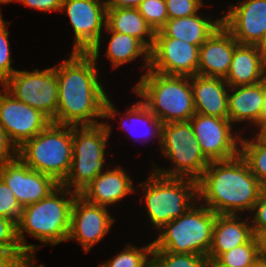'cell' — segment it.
Returning a JSON list of instances; mask_svg holds the SVG:
<instances>
[{
	"mask_svg": "<svg viewBox=\"0 0 266 267\" xmlns=\"http://www.w3.org/2000/svg\"><path fill=\"white\" fill-rule=\"evenodd\" d=\"M203 0H165L168 19L192 16L203 7Z\"/></svg>",
	"mask_w": 266,
	"mask_h": 267,
	"instance_id": "cell-35",
	"label": "cell"
},
{
	"mask_svg": "<svg viewBox=\"0 0 266 267\" xmlns=\"http://www.w3.org/2000/svg\"><path fill=\"white\" fill-rule=\"evenodd\" d=\"M18 157V148L0 126V164Z\"/></svg>",
	"mask_w": 266,
	"mask_h": 267,
	"instance_id": "cell-38",
	"label": "cell"
},
{
	"mask_svg": "<svg viewBox=\"0 0 266 267\" xmlns=\"http://www.w3.org/2000/svg\"><path fill=\"white\" fill-rule=\"evenodd\" d=\"M106 9L105 0H63L61 11L68 15L75 35L72 52H89L98 61Z\"/></svg>",
	"mask_w": 266,
	"mask_h": 267,
	"instance_id": "cell-11",
	"label": "cell"
},
{
	"mask_svg": "<svg viewBox=\"0 0 266 267\" xmlns=\"http://www.w3.org/2000/svg\"><path fill=\"white\" fill-rule=\"evenodd\" d=\"M105 30L109 34L111 33L105 56L111 61L112 69L132 62L141 55L144 57L143 67L146 70L149 69L150 51L138 39L130 35L109 31L107 27Z\"/></svg>",
	"mask_w": 266,
	"mask_h": 267,
	"instance_id": "cell-26",
	"label": "cell"
},
{
	"mask_svg": "<svg viewBox=\"0 0 266 267\" xmlns=\"http://www.w3.org/2000/svg\"><path fill=\"white\" fill-rule=\"evenodd\" d=\"M139 187L148 220L157 231L198 202V182L193 179L166 177L152 170Z\"/></svg>",
	"mask_w": 266,
	"mask_h": 267,
	"instance_id": "cell-6",
	"label": "cell"
},
{
	"mask_svg": "<svg viewBox=\"0 0 266 267\" xmlns=\"http://www.w3.org/2000/svg\"><path fill=\"white\" fill-rule=\"evenodd\" d=\"M250 267H266V258L261 256Z\"/></svg>",
	"mask_w": 266,
	"mask_h": 267,
	"instance_id": "cell-45",
	"label": "cell"
},
{
	"mask_svg": "<svg viewBox=\"0 0 266 267\" xmlns=\"http://www.w3.org/2000/svg\"><path fill=\"white\" fill-rule=\"evenodd\" d=\"M195 139L210 161L232 159L240 154V131L234 134L229 118L195 113L189 120ZM233 127V128H232Z\"/></svg>",
	"mask_w": 266,
	"mask_h": 267,
	"instance_id": "cell-12",
	"label": "cell"
},
{
	"mask_svg": "<svg viewBox=\"0 0 266 267\" xmlns=\"http://www.w3.org/2000/svg\"><path fill=\"white\" fill-rule=\"evenodd\" d=\"M261 242V256L266 258V233L260 238Z\"/></svg>",
	"mask_w": 266,
	"mask_h": 267,
	"instance_id": "cell-46",
	"label": "cell"
},
{
	"mask_svg": "<svg viewBox=\"0 0 266 267\" xmlns=\"http://www.w3.org/2000/svg\"><path fill=\"white\" fill-rule=\"evenodd\" d=\"M254 137L251 140L241 137L240 155L266 190V146L255 135Z\"/></svg>",
	"mask_w": 266,
	"mask_h": 267,
	"instance_id": "cell-28",
	"label": "cell"
},
{
	"mask_svg": "<svg viewBox=\"0 0 266 267\" xmlns=\"http://www.w3.org/2000/svg\"><path fill=\"white\" fill-rule=\"evenodd\" d=\"M144 0H105L106 8H137Z\"/></svg>",
	"mask_w": 266,
	"mask_h": 267,
	"instance_id": "cell-41",
	"label": "cell"
},
{
	"mask_svg": "<svg viewBox=\"0 0 266 267\" xmlns=\"http://www.w3.org/2000/svg\"><path fill=\"white\" fill-rule=\"evenodd\" d=\"M255 136L266 146V125L260 126Z\"/></svg>",
	"mask_w": 266,
	"mask_h": 267,
	"instance_id": "cell-44",
	"label": "cell"
},
{
	"mask_svg": "<svg viewBox=\"0 0 266 267\" xmlns=\"http://www.w3.org/2000/svg\"><path fill=\"white\" fill-rule=\"evenodd\" d=\"M211 19L206 16L203 18L198 13L184 18L168 19L155 33V37L176 38L200 47L222 24V17Z\"/></svg>",
	"mask_w": 266,
	"mask_h": 267,
	"instance_id": "cell-24",
	"label": "cell"
},
{
	"mask_svg": "<svg viewBox=\"0 0 266 267\" xmlns=\"http://www.w3.org/2000/svg\"><path fill=\"white\" fill-rule=\"evenodd\" d=\"M261 51L264 54L265 60H266V38L263 41V43L260 45Z\"/></svg>",
	"mask_w": 266,
	"mask_h": 267,
	"instance_id": "cell-48",
	"label": "cell"
},
{
	"mask_svg": "<svg viewBox=\"0 0 266 267\" xmlns=\"http://www.w3.org/2000/svg\"><path fill=\"white\" fill-rule=\"evenodd\" d=\"M199 48L176 38L155 37L149 69L170 76L197 75Z\"/></svg>",
	"mask_w": 266,
	"mask_h": 267,
	"instance_id": "cell-15",
	"label": "cell"
},
{
	"mask_svg": "<svg viewBox=\"0 0 266 267\" xmlns=\"http://www.w3.org/2000/svg\"><path fill=\"white\" fill-rule=\"evenodd\" d=\"M135 190L133 180L118 166L97 175L78 195L91 204L108 208Z\"/></svg>",
	"mask_w": 266,
	"mask_h": 267,
	"instance_id": "cell-19",
	"label": "cell"
},
{
	"mask_svg": "<svg viewBox=\"0 0 266 267\" xmlns=\"http://www.w3.org/2000/svg\"><path fill=\"white\" fill-rule=\"evenodd\" d=\"M73 126L51 122L18 148V157L32 170L61 184L69 173L73 157Z\"/></svg>",
	"mask_w": 266,
	"mask_h": 267,
	"instance_id": "cell-5",
	"label": "cell"
},
{
	"mask_svg": "<svg viewBox=\"0 0 266 267\" xmlns=\"http://www.w3.org/2000/svg\"><path fill=\"white\" fill-rule=\"evenodd\" d=\"M108 210L107 207L91 204L77 195L71 208L68 240L77 241L85 252H89L109 233L115 221Z\"/></svg>",
	"mask_w": 266,
	"mask_h": 267,
	"instance_id": "cell-16",
	"label": "cell"
},
{
	"mask_svg": "<svg viewBox=\"0 0 266 267\" xmlns=\"http://www.w3.org/2000/svg\"><path fill=\"white\" fill-rule=\"evenodd\" d=\"M106 27L109 31L138 39L149 51L154 45L156 32L141 16L137 8H107Z\"/></svg>",
	"mask_w": 266,
	"mask_h": 267,
	"instance_id": "cell-25",
	"label": "cell"
},
{
	"mask_svg": "<svg viewBox=\"0 0 266 267\" xmlns=\"http://www.w3.org/2000/svg\"><path fill=\"white\" fill-rule=\"evenodd\" d=\"M22 207L15 198L13 191L0 178V216L18 223Z\"/></svg>",
	"mask_w": 266,
	"mask_h": 267,
	"instance_id": "cell-34",
	"label": "cell"
},
{
	"mask_svg": "<svg viewBox=\"0 0 266 267\" xmlns=\"http://www.w3.org/2000/svg\"><path fill=\"white\" fill-rule=\"evenodd\" d=\"M251 225L254 235L261 238L266 233V190L259 196L258 201L251 211Z\"/></svg>",
	"mask_w": 266,
	"mask_h": 267,
	"instance_id": "cell-37",
	"label": "cell"
},
{
	"mask_svg": "<svg viewBox=\"0 0 266 267\" xmlns=\"http://www.w3.org/2000/svg\"><path fill=\"white\" fill-rule=\"evenodd\" d=\"M27 256L24 250H0V267H16Z\"/></svg>",
	"mask_w": 266,
	"mask_h": 267,
	"instance_id": "cell-40",
	"label": "cell"
},
{
	"mask_svg": "<svg viewBox=\"0 0 266 267\" xmlns=\"http://www.w3.org/2000/svg\"><path fill=\"white\" fill-rule=\"evenodd\" d=\"M137 9L155 32L159 31L168 20L165 0H144Z\"/></svg>",
	"mask_w": 266,
	"mask_h": 267,
	"instance_id": "cell-32",
	"label": "cell"
},
{
	"mask_svg": "<svg viewBox=\"0 0 266 267\" xmlns=\"http://www.w3.org/2000/svg\"><path fill=\"white\" fill-rule=\"evenodd\" d=\"M222 15V24L239 44L260 46L266 38V0L238 1Z\"/></svg>",
	"mask_w": 266,
	"mask_h": 267,
	"instance_id": "cell-17",
	"label": "cell"
},
{
	"mask_svg": "<svg viewBox=\"0 0 266 267\" xmlns=\"http://www.w3.org/2000/svg\"><path fill=\"white\" fill-rule=\"evenodd\" d=\"M208 264L209 259L205 256L152 250L153 267H208Z\"/></svg>",
	"mask_w": 266,
	"mask_h": 267,
	"instance_id": "cell-31",
	"label": "cell"
},
{
	"mask_svg": "<svg viewBox=\"0 0 266 267\" xmlns=\"http://www.w3.org/2000/svg\"><path fill=\"white\" fill-rule=\"evenodd\" d=\"M111 131L112 126L106 122L94 126H73V157L61 186L79 193L105 171V150Z\"/></svg>",
	"mask_w": 266,
	"mask_h": 267,
	"instance_id": "cell-9",
	"label": "cell"
},
{
	"mask_svg": "<svg viewBox=\"0 0 266 267\" xmlns=\"http://www.w3.org/2000/svg\"><path fill=\"white\" fill-rule=\"evenodd\" d=\"M266 60L258 45L238 44L224 79L230 87L255 85L265 80Z\"/></svg>",
	"mask_w": 266,
	"mask_h": 267,
	"instance_id": "cell-21",
	"label": "cell"
},
{
	"mask_svg": "<svg viewBox=\"0 0 266 267\" xmlns=\"http://www.w3.org/2000/svg\"><path fill=\"white\" fill-rule=\"evenodd\" d=\"M7 25L9 22L4 21L0 15V84L2 85L9 77H11L17 69L12 68L13 60H11L10 43L8 40L9 32Z\"/></svg>",
	"mask_w": 266,
	"mask_h": 267,
	"instance_id": "cell-33",
	"label": "cell"
},
{
	"mask_svg": "<svg viewBox=\"0 0 266 267\" xmlns=\"http://www.w3.org/2000/svg\"><path fill=\"white\" fill-rule=\"evenodd\" d=\"M238 44L231 32L221 24L199 48L197 75L225 79Z\"/></svg>",
	"mask_w": 266,
	"mask_h": 267,
	"instance_id": "cell-18",
	"label": "cell"
},
{
	"mask_svg": "<svg viewBox=\"0 0 266 267\" xmlns=\"http://www.w3.org/2000/svg\"><path fill=\"white\" fill-rule=\"evenodd\" d=\"M198 203L158 230L152 250L208 256L216 214Z\"/></svg>",
	"mask_w": 266,
	"mask_h": 267,
	"instance_id": "cell-7",
	"label": "cell"
},
{
	"mask_svg": "<svg viewBox=\"0 0 266 267\" xmlns=\"http://www.w3.org/2000/svg\"><path fill=\"white\" fill-rule=\"evenodd\" d=\"M140 78L132 91L162 124L187 122L195 115L191 77L163 75L148 69Z\"/></svg>",
	"mask_w": 266,
	"mask_h": 267,
	"instance_id": "cell-4",
	"label": "cell"
},
{
	"mask_svg": "<svg viewBox=\"0 0 266 267\" xmlns=\"http://www.w3.org/2000/svg\"><path fill=\"white\" fill-rule=\"evenodd\" d=\"M78 193L59 185L47 197L22 208L17 223V236L22 249L35 255L40 246L27 244L24 234H29L41 243L55 246L68 241L71 208Z\"/></svg>",
	"mask_w": 266,
	"mask_h": 267,
	"instance_id": "cell-3",
	"label": "cell"
},
{
	"mask_svg": "<svg viewBox=\"0 0 266 267\" xmlns=\"http://www.w3.org/2000/svg\"><path fill=\"white\" fill-rule=\"evenodd\" d=\"M264 97L265 80L255 85L229 87V120L232 124L249 122L258 129Z\"/></svg>",
	"mask_w": 266,
	"mask_h": 267,
	"instance_id": "cell-23",
	"label": "cell"
},
{
	"mask_svg": "<svg viewBox=\"0 0 266 267\" xmlns=\"http://www.w3.org/2000/svg\"><path fill=\"white\" fill-rule=\"evenodd\" d=\"M197 182L198 201L215 214L250 213L265 191L240 154L211 161Z\"/></svg>",
	"mask_w": 266,
	"mask_h": 267,
	"instance_id": "cell-2",
	"label": "cell"
},
{
	"mask_svg": "<svg viewBox=\"0 0 266 267\" xmlns=\"http://www.w3.org/2000/svg\"><path fill=\"white\" fill-rule=\"evenodd\" d=\"M134 103L135 104L129 107L128 110L125 112V114L123 113V116H121V119H120L122 123L121 128H124V130H126L125 132H127L128 134L130 133L132 134V131L133 130L135 131V128L133 129V125L135 126L138 125V127L139 125L140 126L144 125L148 127L147 130H144L145 132L143 131L142 133L140 131L141 134H138V132L133 131V134L137 133L136 135H138L139 138L141 137V139L142 137L144 139L149 136H152L155 140L159 139L158 143L160 144L162 123L155 117V115L152 112L149 111L147 106L142 101L139 100ZM136 131H137V127H136Z\"/></svg>",
	"mask_w": 266,
	"mask_h": 267,
	"instance_id": "cell-27",
	"label": "cell"
},
{
	"mask_svg": "<svg viewBox=\"0 0 266 267\" xmlns=\"http://www.w3.org/2000/svg\"><path fill=\"white\" fill-rule=\"evenodd\" d=\"M262 125H266V81H265V97H264V101H263L261 115L259 118V127Z\"/></svg>",
	"mask_w": 266,
	"mask_h": 267,
	"instance_id": "cell-43",
	"label": "cell"
},
{
	"mask_svg": "<svg viewBox=\"0 0 266 267\" xmlns=\"http://www.w3.org/2000/svg\"><path fill=\"white\" fill-rule=\"evenodd\" d=\"M51 122L41 111L15 99L4 88H0V126L17 148L39 134Z\"/></svg>",
	"mask_w": 266,
	"mask_h": 267,
	"instance_id": "cell-13",
	"label": "cell"
},
{
	"mask_svg": "<svg viewBox=\"0 0 266 267\" xmlns=\"http://www.w3.org/2000/svg\"><path fill=\"white\" fill-rule=\"evenodd\" d=\"M0 250H23L17 236V223L0 216Z\"/></svg>",
	"mask_w": 266,
	"mask_h": 267,
	"instance_id": "cell-36",
	"label": "cell"
},
{
	"mask_svg": "<svg viewBox=\"0 0 266 267\" xmlns=\"http://www.w3.org/2000/svg\"><path fill=\"white\" fill-rule=\"evenodd\" d=\"M234 214H216L212 243L207 258L216 260L221 254L247 243L253 236L251 221Z\"/></svg>",
	"mask_w": 266,
	"mask_h": 267,
	"instance_id": "cell-20",
	"label": "cell"
},
{
	"mask_svg": "<svg viewBox=\"0 0 266 267\" xmlns=\"http://www.w3.org/2000/svg\"><path fill=\"white\" fill-rule=\"evenodd\" d=\"M191 87L196 113L228 118L229 85L222 78L194 75Z\"/></svg>",
	"mask_w": 266,
	"mask_h": 267,
	"instance_id": "cell-22",
	"label": "cell"
},
{
	"mask_svg": "<svg viewBox=\"0 0 266 267\" xmlns=\"http://www.w3.org/2000/svg\"><path fill=\"white\" fill-rule=\"evenodd\" d=\"M21 4L42 12L61 11L63 0H18Z\"/></svg>",
	"mask_w": 266,
	"mask_h": 267,
	"instance_id": "cell-39",
	"label": "cell"
},
{
	"mask_svg": "<svg viewBox=\"0 0 266 267\" xmlns=\"http://www.w3.org/2000/svg\"><path fill=\"white\" fill-rule=\"evenodd\" d=\"M15 99L41 111L52 122L58 108V81L55 66L44 70H17L2 85Z\"/></svg>",
	"mask_w": 266,
	"mask_h": 267,
	"instance_id": "cell-10",
	"label": "cell"
},
{
	"mask_svg": "<svg viewBox=\"0 0 266 267\" xmlns=\"http://www.w3.org/2000/svg\"><path fill=\"white\" fill-rule=\"evenodd\" d=\"M18 0H0V3L2 4H9L10 2H17ZM0 15H1V10H0Z\"/></svg>",
	"mask_w": 266,
	"mask_h": 267,
	"instance_id": "cell-49",
	"label": "cell"
},
{
	"mask_svg": "<svg viewBox=\"0 0 266 267\" xmlns=\"http://www.w3.org/2000/svg\"><path fill=\"white\" fill-rule=\"evenodd\" d=\"M153 242L138 248L129 242L117 255L98 267H148L151 264Z\"/></svg>",
	"mask_w": 266,
	"mask_h": 267,
	"instance_id": "cell-30",
	"label": "cell"
},
{
	"mask_svg": "<svg viewBox=\"0 0 266 267\" xmlns=\"http://www.w3.org/2000/svg\"><path fill=\"white\" fill-rule=\"evenodd\" d=\"M35 257H36L35 255H29L23 258L16 267H45L43 264L38 266L35 265L36 264L35 262H37L35 260Z\"/></svg>",
	"mask_w": 266,
	"mask_h": 267,
	"instance_id": "cell-42",
	"label": "cell"
},
{
	"mask_svg": "<svg viewBox=\"0 0 266 267\" xmlns=\"http://www.w3.org/2000/svg\"><path fill=\"white\" fill-rule=\"evenodd\" d=\"M0 178L22 208L47 197L60 185L52 177L32 170L19 157L0 164Z\"/></svg>",
	"mask_w": 266,
	"mask_h": 267,
	"instance_id": "cell-14",
	"label": "cell"
},
{
	"mask_svg": "<svg viewBox=\"0 0 266 267\" xmlns=\"http://www.w3.org/2000/svg\"><path fill=\"white\" fill-rule=\"evenodd\" d=\"M97 62L89 52H71L55 71L58 81V108L55 124L94 126L97 118H116L118 111L99 81Z\"/></svg>",
	"mask_w": 266,
	"mask_h": 267,
	"instance_id": "cell-1",
	"label": "cell"
},
{
	"mask_svg": "<svg viewBox=\"0 0 266 267\" xmlns=\"http://www.w3.org/2000/svg\"><path fill=\"white\" fill-rule=\"evenodd\" d=\"M261 257V242L255 235L240 246L221 254L216 261L224 267H250Z\"/></svg>",
	"mask_w": 266,
	"mask_h": 267,
	"instance_id": "cell-29",
	"label": "cell"
},
{
	"mask_svg": "<svg viewBox=\"0 0 266 267\" xmlns=\"http://www.w3.org/2000/svg\"><path fill=\"white\" fill-rule=\"evenodd\" d=\"M208 267H224V266H221L216 260H209Z\"/></svg>",
	"mask_w": 266,
	"mask_h": 267,
	"instance_id": "cell-47",
	"label": "cell"
},
{
	"mask_svg": "<svg viewBox=\"0 0 266 267\" xmlns=\"http://www.w3.org/2000/svg\"><path fill=\"white\" fill-rule=\"evenodd\" d=\"M160 147L161 154L173 164L172 169H163L152 163L153 171L162 176L198 181L211 162L203 154L189 121L162 124Z\"/></svg>",
	"mask_w": 266,
	"mask_h": 267,
	"instance_id": "cell-8",
	"label": "cell"
}]
</instances>
